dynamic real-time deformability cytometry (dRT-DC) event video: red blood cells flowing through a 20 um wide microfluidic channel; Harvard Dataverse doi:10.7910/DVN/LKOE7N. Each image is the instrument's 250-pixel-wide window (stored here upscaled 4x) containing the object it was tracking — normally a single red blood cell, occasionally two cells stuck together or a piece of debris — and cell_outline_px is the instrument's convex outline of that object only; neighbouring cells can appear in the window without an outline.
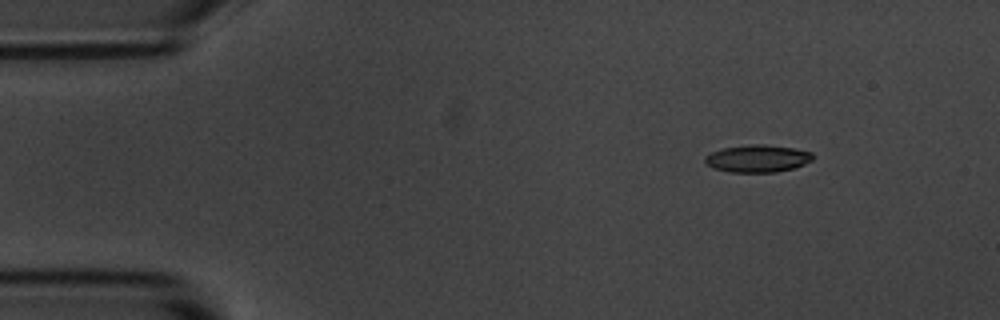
{"species": "common noctule bat (a hibernating species)", "species_latin": "Nyctalus noctula", "temperature_condition": "room temperature", "stored_images_in_passage": 9, "camera_frame_rate_fps": 3000, "um_per_image_px": 0.085, "animal": {"sex": "male", "body_mass_g": 20.1, "forearm_length_mm": 53.5}, "frame": {"image": 1, "passage_image": 2, "time_ms": 1.333, "image_size_px": [1000, 320], "cell_outline_px": [[812, 160], [796, 168], [776, 172], [728, 172], [712, 168], [704, 164], [704, 156], [712, 152], [724, 148], [752, 144], [764, 144], [792, 148], [812, 152]], "centroid_in_image_um": [64.36, 13.49], "position_along_channel_um": 20.6, "area_um2": 17.28}}
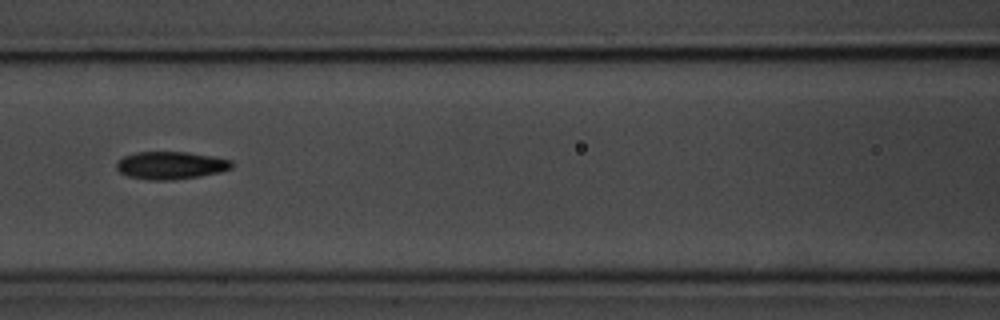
{"frame": {"image": 2, "passage_image": 7, "time_ms": 7.0, "image_size_px": [1000, 320], "cell_outline_px": [[232, 168], [220, 172], [200, 176], [172, 180], [148, 180], [128, 176], [120, 172], [116, 168], [116, 164], [124, 156], [136, 152], [188, 152], [212, 156], [232, 160]], "centroid_in_image_um": [14.52, 14.06], "position_along_channel_um": 152.1, "area_um2": 18.55}}
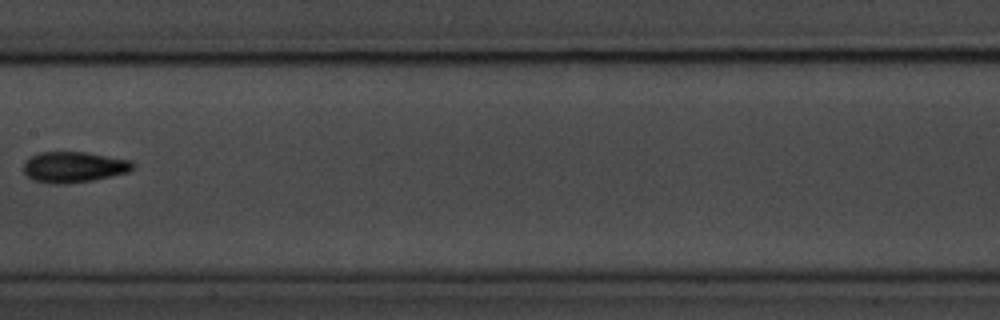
{"frame": {"image": 3, "passage_image": 8, "time_ms": 8.333, "image_size_px": [1000, 320], "cell_outline_px": [[132, 168], [128, 172], [92, 180], [64, 184], [52, 184], [32, 180], [24, 172], [24, 164], [32, 156], [40, 152], [88, 152], [132, 160]], "centroid_in_image_um": [6.27, 14.2], "position_along_channel_um": 201.1, "area_um2": 19.48}}